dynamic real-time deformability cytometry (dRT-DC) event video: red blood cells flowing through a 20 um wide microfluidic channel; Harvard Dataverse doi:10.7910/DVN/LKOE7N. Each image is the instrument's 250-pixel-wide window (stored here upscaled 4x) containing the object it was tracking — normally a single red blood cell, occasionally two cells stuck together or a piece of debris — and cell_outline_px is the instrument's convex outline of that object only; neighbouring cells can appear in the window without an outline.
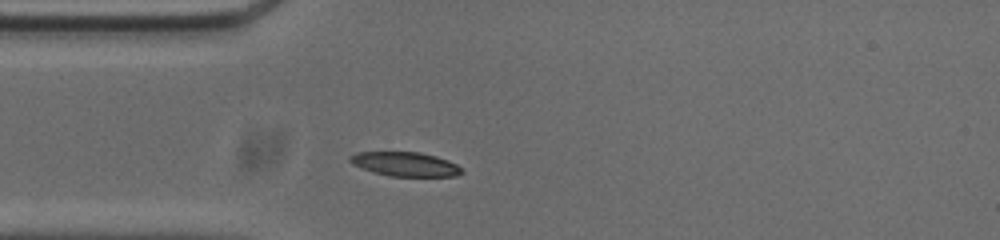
{"species": "common noctule bat (a hibernating species)", "species_latin": "Nyctalus noctula", "temperature_condition": "cold", "stored_images_in_passage": 40, "camera_frame_rate_fps": 3000, "um_per_image_px": 0.085, "animal": {"sex": "male", "body_mass_g": 20.0, "forearm_length_mm": 53.3}, "frame": {"image": 1, "passage_image": 1, "time_ms": 0.0, "image_size_px": [1000, 240], "cell_outline_px": [[464, 172], [456, 176], [388, 176], [372, 172], [352, 164], [348, 160], [348, 156], [356, 152], [420, 152], [436, 156], [448, 160], [456, 164]], "centroid_in_image_um": [34.4, 13.95], "position_along_channel_um": 50.6, "area_um2": 15.84}}
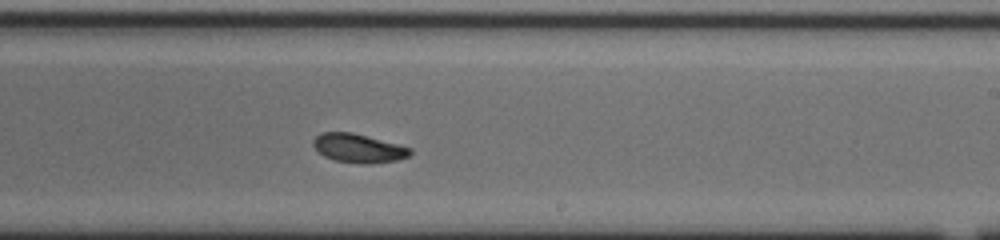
{"frame": {"image": 2, "passage_image": 18, "time_ms": 5.667, "image_size_px": [1000, 240], "cell_outline_px": [[412, 152], [408, 156], [396, 160], [368, 164], [360, 164], [336, 160], [324, 156], [312, 144], [312, 140], [320, 132], [352, 132], [412, 148]], "centroid_in_image_um": [30.45, 12.59], "position_along_channel_um": 258.5, "area_um2": 16.13}}
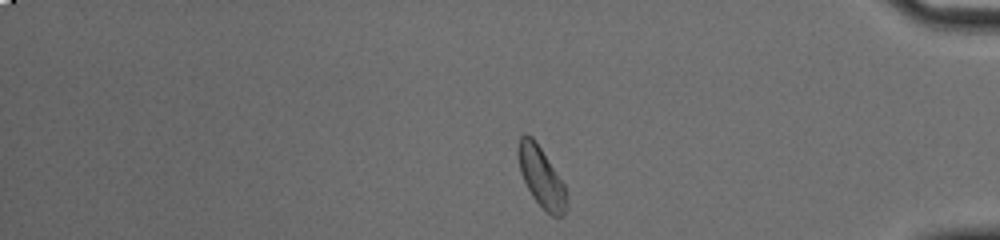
{"frame": {"image": 3, "passage_image": 31, "time_ms": 10.0, "image_size_px": [1000, 240], "cell_outline_px": [[564, 216], [552, 216], [532, 196], [520, 172], [516, 152], [516, 148], [520, 136], [524, 132], [532, 136], [564, 184]], "centroid_in_image_um": [45.92, 14.96], "position_along_channel_um": 389.3, "area_um2": 16.42}, "authors_computed_cell_mechanics": {"area_um2": 16.6175, "velocity_mm_per_s": 3.7537, "shape_relaxation_time_tau1_ms": 4.1079, "shape_relaxation_time_tau2_ms": null, "deformation_change_tau1": 0.1382, "deformation_change_tau2": null}}